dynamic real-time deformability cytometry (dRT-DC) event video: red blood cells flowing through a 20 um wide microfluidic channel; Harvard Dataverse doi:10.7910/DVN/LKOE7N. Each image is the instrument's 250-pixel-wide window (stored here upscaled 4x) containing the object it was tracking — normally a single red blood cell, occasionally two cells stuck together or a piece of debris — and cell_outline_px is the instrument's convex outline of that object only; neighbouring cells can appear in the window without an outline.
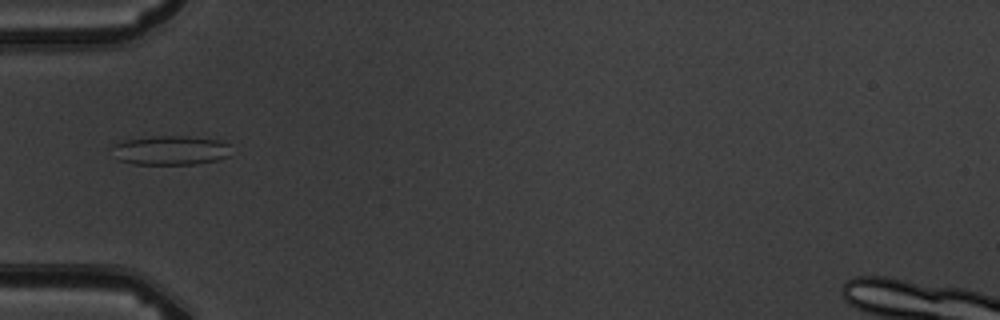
{"species": "common noctule bat (a hibernating species)", "species_latin": "Nyctalus noctula", "temperature_condition": "warm", "stored_images_in_passage": 4, "camera_frame_rate_fps": 3000, "um_per_image_px": 0.085, "animal": {"sex": "male", "body_mass_g": 19.5, "forearm_length_mm": 54.6}, "frame": {"image": 1, "passage_image": 4, "time_ms": 3.667, "image_size_px": [1000, 320], "cell_outline_px": [[228, 156], [216, 160], [196, 164], [136, 164], [120, 160], [112, 144], [124, 140], [152, 136], [188, 136], [220, 140], [228, 144]], "centroid_in_image_um": [14.51, 12.76], "position_along_channel_um": 70.5, "area_um2": 20.0}}